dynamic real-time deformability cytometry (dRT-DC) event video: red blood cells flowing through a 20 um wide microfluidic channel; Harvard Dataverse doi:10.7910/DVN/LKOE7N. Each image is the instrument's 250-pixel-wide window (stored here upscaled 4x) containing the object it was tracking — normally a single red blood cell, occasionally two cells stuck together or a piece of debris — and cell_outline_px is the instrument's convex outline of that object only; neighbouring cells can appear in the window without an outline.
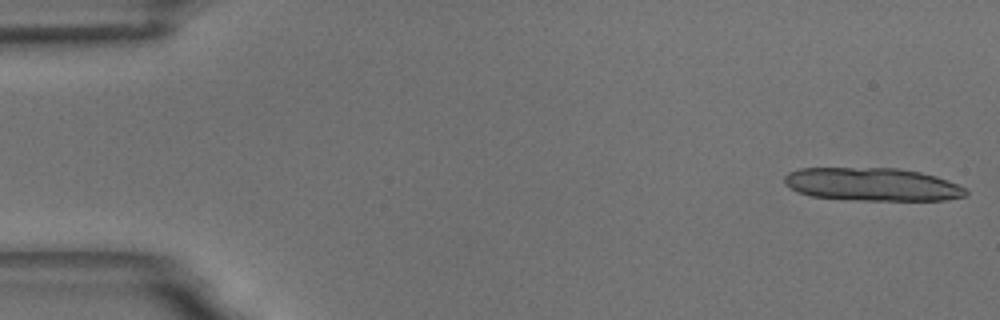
{"species": "common noctule bat (a hibernating species)", "species_latin": "Nyctalus noctula", "temperature_condition": "room temperature", "stored_images_in_passage": 14, "camera_frame_rate_fps": 3000, "um_per_image_px": 0.085, "animal": {"sex": "male", "body_mass_g": 18.8}, "frame": {"image": 1, "passage_image": 1, "time_ms": 0.0, "image_size_px": [1000, 320], "cell_outline_px": [[968, 192], [964, 196], [948, 200], [852, 200], [812, 196], [800, 192], [784, 184], [784, 176], [788, 172], [800, 168], [900, 168], [920, 172], [936, 176], [948, 180], [964, 188]], "centroid_in_image_um": [74.14, 15.67], "position_along_channel_um": 10.9, "area_um2": 34.97}}